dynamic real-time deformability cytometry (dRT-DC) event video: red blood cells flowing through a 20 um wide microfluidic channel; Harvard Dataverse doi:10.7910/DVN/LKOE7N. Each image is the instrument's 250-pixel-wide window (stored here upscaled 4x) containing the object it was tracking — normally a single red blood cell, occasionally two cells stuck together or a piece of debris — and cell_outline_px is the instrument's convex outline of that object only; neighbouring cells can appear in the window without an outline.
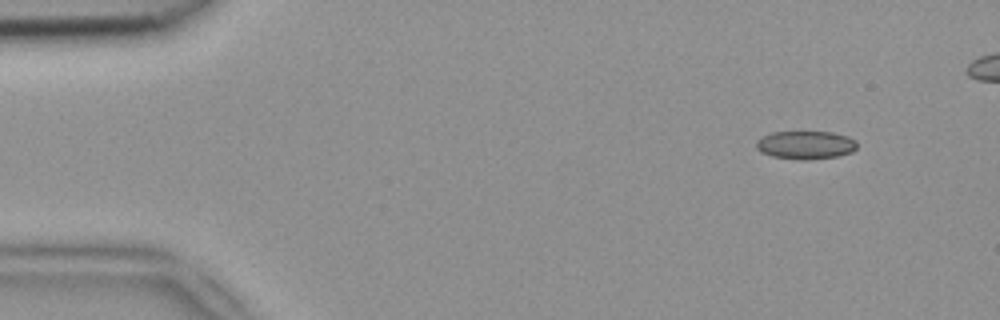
{"species": "common noctule bat (a hibernating species)", "species_latin": "Nyctalus noctula", "temperature_condition": "room temperature", "stored_images_in_passage": 45, "camera_frame_rate_fps": 3000, "um_per_image_px": 0.085, "animal": {"sex": "female", "body_mass_g": 18.4}, "frame": {"image": 1, "passage_image": 2, "time_ms": 0.333, "image_size_px": [1000, 320], "cell_outline_px": [[856, 148], [852, 152], [836, 156], [804, 160], [800, 160], [772, 156], [760, 152], [756, 148], [756, 140], [772, 132], [832, 132], [848, 136], [856, 140]], "centroid_in_image_um": [68.47, 12.32], "position_along_channel_um": 16.5, "area_um2": 16.53}}
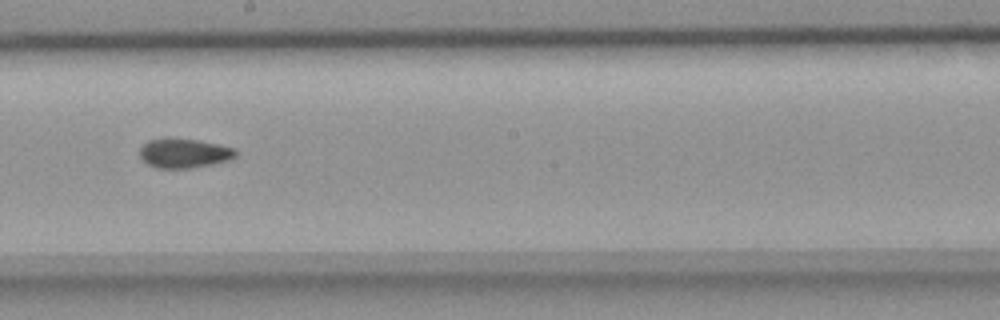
{"frame": {"image": 2, "passage_image": 26, "time_ms": 8.333, "image_size_px": [1000, 320], "cell_outline_px": [[236, 156], [228, 160], [212, 164], [192, 168], [156, 168], [148, 164], [140, 156], [140, 148], [148, 140], [164, 136], [196, 140], [236, 148]], "centroid_in_image_um": [15.62, 13.0], "position_along_channel_um": 232.6, "area_um2": 16.59}}
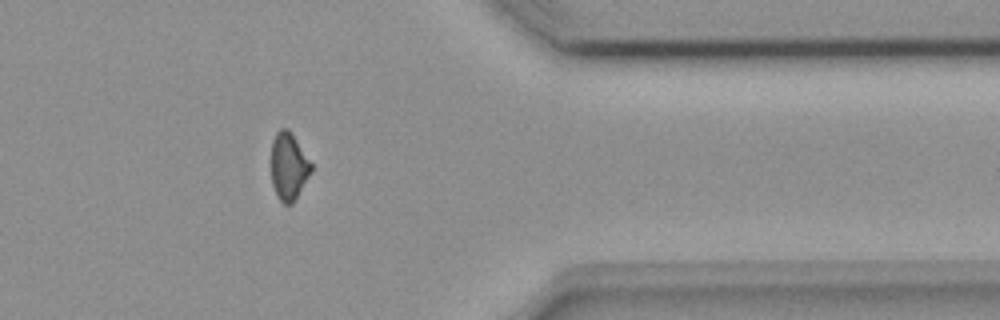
{"frame": {"image": 3, "passage_image": 39, "time_ms": 12.667, "image_size_px": [1000, 320], "cell_outline_px": [[312, 172], [292, 204], [284, 204], [276, 196], [272, 184], [272, 140], [276, 132], [280, 128], [288, 128], [292, 132], [312, 164]], "centroid_in_image_um": [24.54, 14.13], "position_along_channel_um": 386.9, "area_um2": 15.78}, "authors_computed_cell_mechanics": {"area_um2": 16.5308, "velocity_mm_per_s": 3.9386, "shape_relaxation_time_tau1_ms": null, "shape_relaxation_time_tau2_ms": 2.6385, "deformation_change_tau1": null, "deformation_change_tau2": 0.0725}}